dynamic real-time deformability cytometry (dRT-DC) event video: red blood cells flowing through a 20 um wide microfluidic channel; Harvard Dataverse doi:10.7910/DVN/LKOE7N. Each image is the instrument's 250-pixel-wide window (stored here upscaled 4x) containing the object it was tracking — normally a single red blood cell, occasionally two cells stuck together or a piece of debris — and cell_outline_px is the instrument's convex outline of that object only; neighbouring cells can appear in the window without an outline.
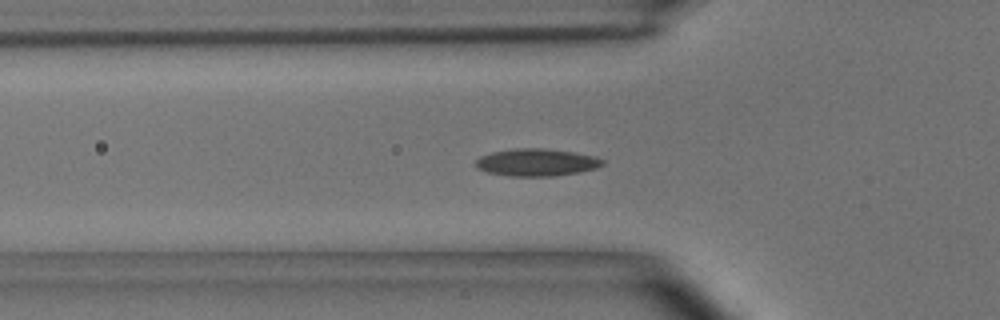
{"species": "common noctule bat (a hibernating species)", "species_latin": "Nyctalus noctula", "temperature_condition": "room temperature", "stored_images_in_passage": 38, "camera_frame_rate_fps": 3000, "um_per_image_px": 0.085, "animal": {"sex": "male", "body_mass_g": 15.6}, "frame": {"image": 1, "passage_image": 7, "time_ms": 2.0, "image_size_px": [1000, 320], "cell_outline_px": [[604, 164], [596, 168], [580, 172], [552, 176], [508, 176], [488, 172], [476, 168], [476, 160], [480, 156], [492, 152], [516, 148], [548, 148], [596, 156], [604, 160]], "centroid_in_image_um": [45.62, 13.8], "position_along_channel_um": 80.2, "area_um2": 20.29}}
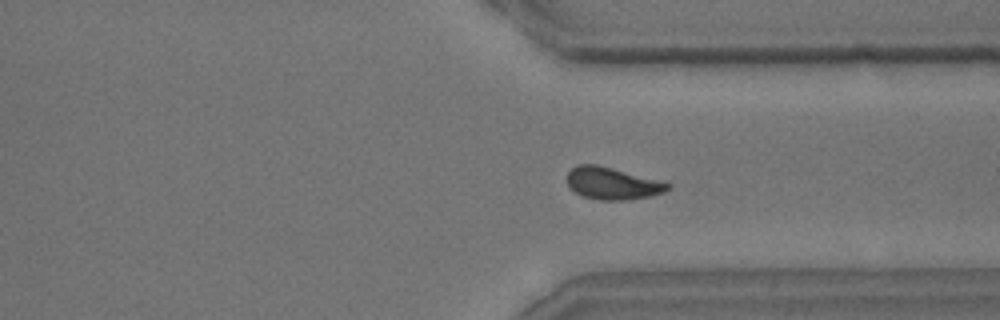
{"frame": {"image": 2, "passage_image": 30, "time_ms": 9.667, "image_size_px": [1000, 320], "cell_outline_px": [[672, 184], [664, 192], [652, 196], [624, 200], [600, 200], [584, 196], [576, 192], [568, 184], [568, 172], [576, 164], [596, 164], [612, 168]], "centroid_in_image_um": [52.04, 15.59], "position_along_channel_um": 359.4, "area_um2": 18.5}}
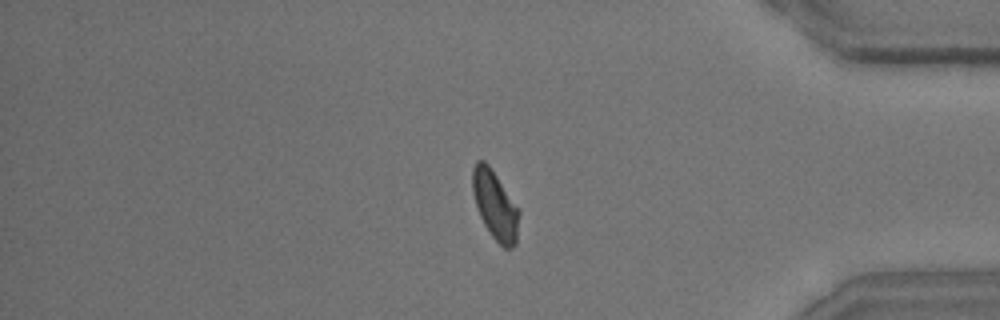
{"frame": {"image": 3, "passage_image": 35, "time_ms": 11.333, "image_size_px": [1000, 320], "cell_outline_px": [[520, 212], [516, 244], [512, 248], [504, 248], [492, 236], [484, 224], [480, 216], [476, 204], [472, 188], [472, 168], [476, 160], [484, 160], [488, 164], [520, 208]], "centroid_in_image_um": [42.1, 17.43], "position_along_channel_um": 393.1, "area_um2": 18.73}, "authors_computed_cell_mechanics": {"area_um2": 18.6694, "velocity_mm_per_s": 3.6339, "shape_relaxation_time_tau1_ms": 4.2442, "shape_relaxation_time_tau2_ms": 1.4263, "deformation_change_tau1": 0.1284, "deformation_change_tau2": 0.0627}}